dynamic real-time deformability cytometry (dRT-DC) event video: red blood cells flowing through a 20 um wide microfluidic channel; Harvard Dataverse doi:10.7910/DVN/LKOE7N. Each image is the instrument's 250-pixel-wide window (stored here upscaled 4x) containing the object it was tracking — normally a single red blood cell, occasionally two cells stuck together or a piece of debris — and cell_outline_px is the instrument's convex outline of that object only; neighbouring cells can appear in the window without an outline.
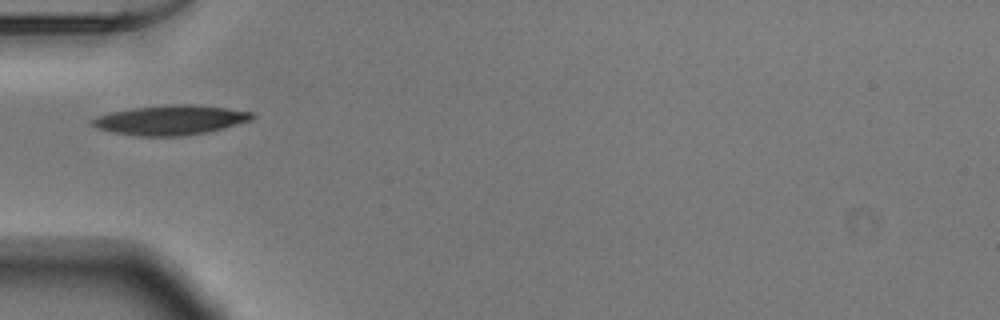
{"species": "Egyptian fruit bat (a non-hibernating species)", "species_latin": "Rousettus aegyptiacus", "temperature_condition": "warm", "stored_images_in_passage": 36, "camera_frame_rate_fps": 3000, "um_per_image_px": 0.085, "animal": {"sex": "male"}, "frame": {"image": 1, "passage_image": 1, "time_ms": 0.0, "image_size_px": [1000, 320], "cell_outline_px": [[256, 116], [252, 120], [224, 128], [208, 132], [180, 136], [140, 136], [112, 132], [96, 128], [88, 120], [96, 116], [112, 112], [132, 108], [164, 104], [192, 104], [228, 108], [252, 112]], "centroid_in_image_um": [14.49, 10.19], "position_along_channel_um": 70.5, "area_um2": 27.86}}
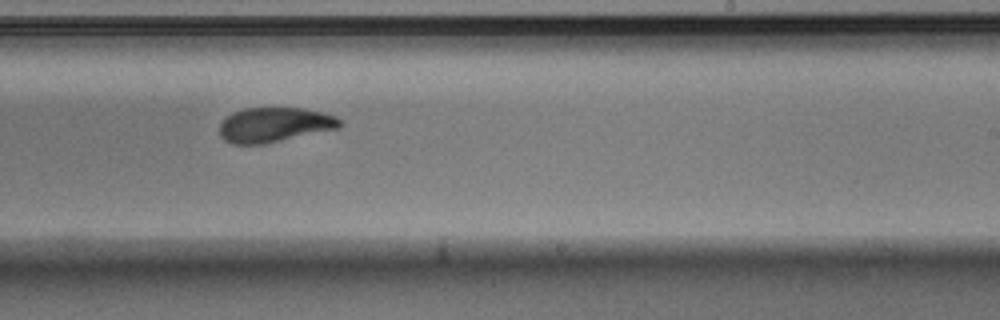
{"frame": {"image": 2, "passage_image": 16, "time_ms": 5.0, "image_size_px": [1000, 320], "cell_outline_px": [[340, 128], [264, 144], [232, 144], [224, 140], [220, 136], [220, 120], [232, 112], [244, 108], [304, 108], [324, 112], [336, 116], [340, 120]], "centroid_in_image_um": [23.3, 10.6], "position_along_channel_um": 265.7, "area_um2": 24.57}}
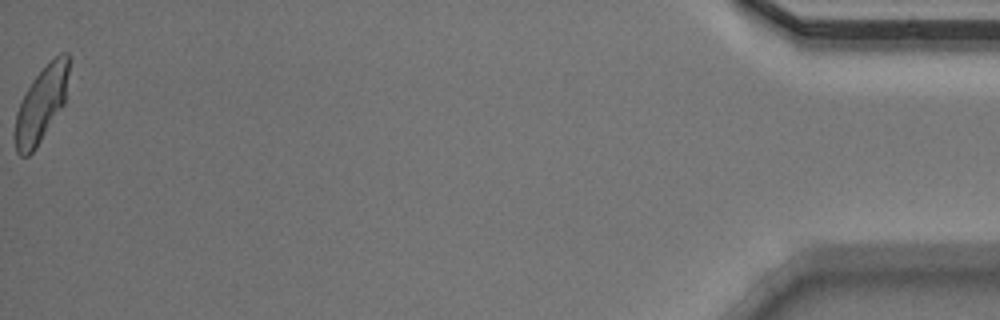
{"frame": {"image": 3, "passage_image": 36, "time_ms": 11.667, "image_size_px": [1000, 320], "cell_outline_px": [[68, 72], [64, 104], [36, 148], [28, 156], [20, 156], [16, 152], [12, 136], [12, 132], [16, 112], [20, 100], [32, 80], [60, 52], [68, 52]], "centroid_in_image_um": [3.44, 8.94], "position_along_channel_um": 431.8, "area_um2": 23.7}, "authors_computed_cell_mechanics": {"area_um2": 25.2875, "velocity_mm_per_s": 3.8909, "shape_relaxation_time_tau1_ms": 3.0605, "shape_relaxation_time_tau2_ms": 1.5971, "deformation_change_tau1": 0.1566, "deformation_change_tau2": 0.062}}